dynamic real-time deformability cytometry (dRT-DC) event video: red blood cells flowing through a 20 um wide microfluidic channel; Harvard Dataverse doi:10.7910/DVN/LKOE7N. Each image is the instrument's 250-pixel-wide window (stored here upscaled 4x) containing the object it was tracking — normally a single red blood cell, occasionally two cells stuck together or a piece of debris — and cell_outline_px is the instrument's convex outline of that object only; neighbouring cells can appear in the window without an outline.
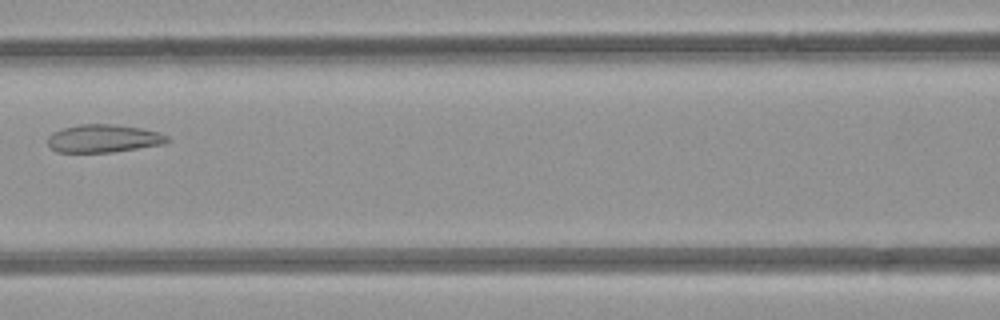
{"species": "common noctule bat (a hibernating species)", "species_latin": "Nyctalus noctula", "temperature_condition": "room temperature", "stored_images_in_passage": 6, "camera_frame_rate_fps": 3000, "um_per_image_px": 0.085, "animal": {"sex": "female", "body_mass_g": 21.9}, "frame": {"image": 1, "passage_image": 5, "time_ms": 5.667, "image_size_px": [1000, 320], "cell_outline_px": [[172, 140], [164, 144], [112, 152], [56, 152], [48, 144], [48, 136], [52, 132], [64, 128], [80, 124], [112, 124], [140, 128], [160, 132], [168, 136]], "centroid_in_image_um": [8.82, 11.77], "position_along_channel_um": 157.8, "area_um2": 19.48}}
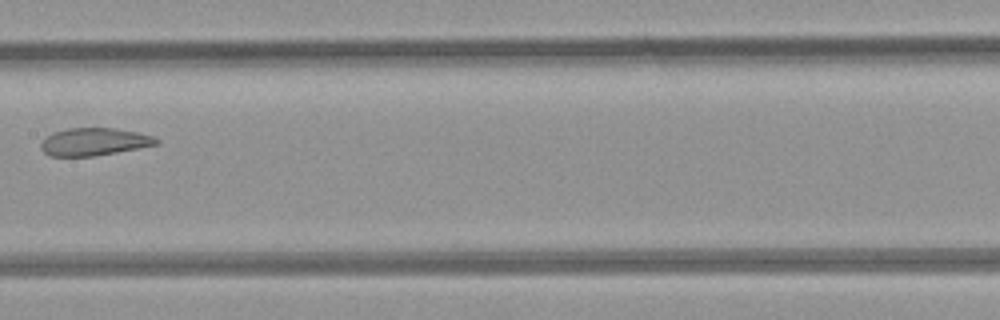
{"frame": {"image": 2, "passage_image": 6, "time_ms": 6.667, "image_size_px": [1000, 320], "cell_outline_px": [[160, 144], [116, 152], [92, 156], [52, 156], [44, 152], [40, 148], [40, 144], [52, 132], [68, 128], [112, 128], [136, 132], [152, 136], [160, 140]], "centroid_in_image_um": [8.0, 12.05], "position_along_channel_um": 199.4, "area_um2": 18.38}}